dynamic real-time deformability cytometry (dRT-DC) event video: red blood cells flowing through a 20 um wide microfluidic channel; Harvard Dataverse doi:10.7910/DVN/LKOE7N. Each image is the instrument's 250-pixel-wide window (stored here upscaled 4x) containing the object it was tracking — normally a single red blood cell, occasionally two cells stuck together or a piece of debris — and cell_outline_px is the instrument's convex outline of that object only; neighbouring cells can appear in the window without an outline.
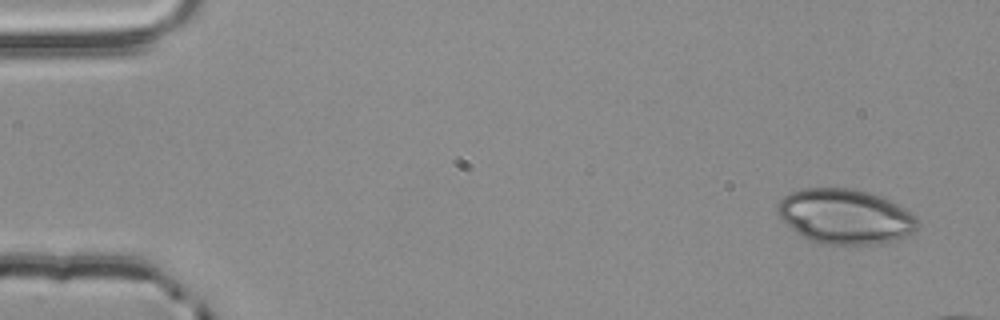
{"species": "common noctule bat (a hibernating species)", "species_latin": "Nyctalus noctula", "temperature_condition": "room temperature", "stored_images_in_passage": 4, "camera_frame_rate_fps": 3000, "um_per_image_px": 0.085, "animal": {"sex": "male", "body_mass_g": 20.4}, "frame": {"image": 1, "passage_image": 1, "time_ms": 0.0, "image_size_px": [1000, 320], "cell_outline_px": [[920, 224], [912, 232], [896, 240], [880, 244], [824, 244], [812, 240], [796, 232], [784, 224], [776, 212], [776, 208], [780, 200], [784, 196], [792, 192], [804, 188], [852, 188], [868, 192], [880, 196], [904, 208], [916, 216]], "centroid_in_image_um": [71.82, 18.4], "position_along_channel_um": 13.2, "area_um2": 44.74}}